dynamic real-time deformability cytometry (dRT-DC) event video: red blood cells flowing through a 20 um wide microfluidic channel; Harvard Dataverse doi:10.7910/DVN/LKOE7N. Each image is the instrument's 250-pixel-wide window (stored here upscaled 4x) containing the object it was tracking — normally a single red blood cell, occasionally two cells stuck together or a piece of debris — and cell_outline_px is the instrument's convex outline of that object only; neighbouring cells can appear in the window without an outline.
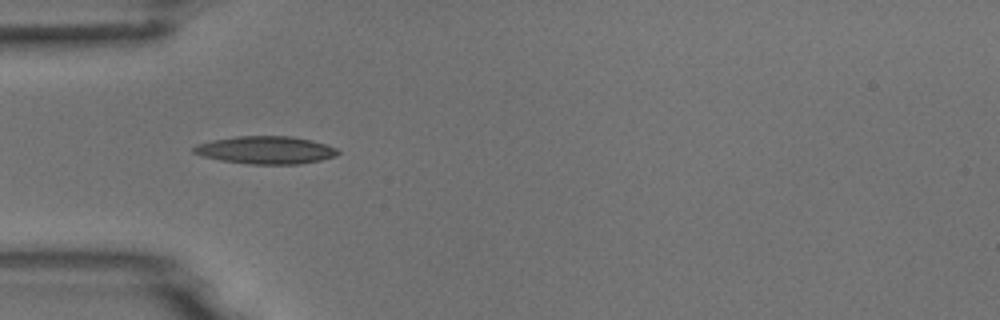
{"species": "common noctule bat (a hibernating species)", "species_latin": "Nyctalus noctula", "temperature_condition": "room temperature", "stored_images_in_passage": 2, "camera_frame_rate_fps": 3000, "um_per_image_px": 0.085, "animal": {"sex": "male", "body_mass_g": 18.8}, "frame": {"image": 1, "passage_image": 1, "time_ms": 0.0, "image_size_px": [1000, 320], "cell_outline_px": [[340, 152], [336, 156], [320, 160], [300, 164], [248, 164], [220, 160], [204, 156], [192, 152], [192, 148], [196, 144], [212, 140], [236, 136], [292, 136], [312, 140], [336, 148]], "centroid_in_image_um": [22.58, 12.75], "position_along_channel_um": 62.4, "area_um2": 23.29}}